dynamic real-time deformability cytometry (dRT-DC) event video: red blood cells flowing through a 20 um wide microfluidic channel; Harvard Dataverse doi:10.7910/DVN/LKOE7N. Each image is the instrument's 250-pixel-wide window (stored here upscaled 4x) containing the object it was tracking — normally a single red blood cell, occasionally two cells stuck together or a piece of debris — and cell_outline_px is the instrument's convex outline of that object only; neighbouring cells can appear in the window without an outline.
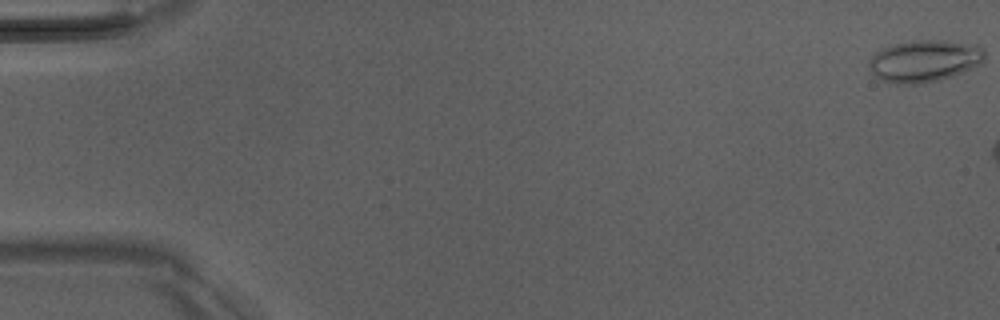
{"species": "Egyptian fruit bat (a non-hibernating species)", "species_latin": "Rousettus aegyptiacus", "temperature_condition": "room temperature", "stored_images_in_passage": 7, "camera_frame_rate_fps": 3000, "um_per_image_px": 0.085, "animal": {"sex": "male"}, "frame": {"image": 1, "passage_image": 1, "time_ms": 0.0, "image_size_px": [1000, 320], "cell_outline_px": [[984, 60], [980, 64], [960, 72], [936, 80], [920, 84], [896, 84], [880, 80], [868, 68], [868, 60], [880, 48], [912, 40], [948, 40], [976, 44], [984, 48]], "centroid_in_image_um": [78.54, 5.16], "position_along_channel_um": 6.5, "area_um2": 28.32}}